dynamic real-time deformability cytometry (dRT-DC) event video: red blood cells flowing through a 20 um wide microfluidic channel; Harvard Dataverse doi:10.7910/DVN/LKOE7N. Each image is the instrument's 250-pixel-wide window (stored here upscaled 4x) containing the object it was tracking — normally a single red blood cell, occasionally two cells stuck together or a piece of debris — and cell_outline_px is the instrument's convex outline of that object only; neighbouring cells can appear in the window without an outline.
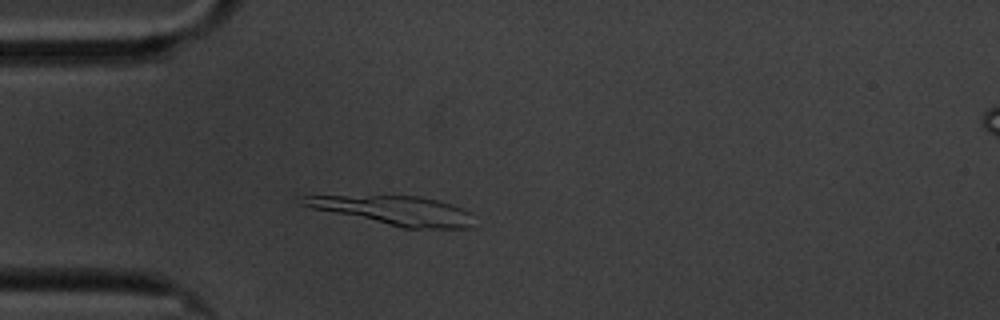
{"species": "common noctule bat (a hibernating species)", "species_latin": "Nyctalus noctula", "temperature_condition": "cold", "stored_images_in_passage": 2, "camera_frame_rate_fps": 3000, "um_per_image_px": 0.085, "animal": {"sex": "male", "body_mass_g": 20.1, "forearm_length_mm": 53.5}, "frame": {"image": 1, "passage_image": 2, "time_ms": 2.0, "image_size_px": [1000, 320], "cell_outline_px": [[472, 228], [404, 228], [312, 208], [300, 204], [304, 196], [420, 196], [452, 204], [472, 212]], "centroid_in_image_um": [33.6, 17.9], "position_along_channel_um": 51.4, "area_um2": 28.44}}